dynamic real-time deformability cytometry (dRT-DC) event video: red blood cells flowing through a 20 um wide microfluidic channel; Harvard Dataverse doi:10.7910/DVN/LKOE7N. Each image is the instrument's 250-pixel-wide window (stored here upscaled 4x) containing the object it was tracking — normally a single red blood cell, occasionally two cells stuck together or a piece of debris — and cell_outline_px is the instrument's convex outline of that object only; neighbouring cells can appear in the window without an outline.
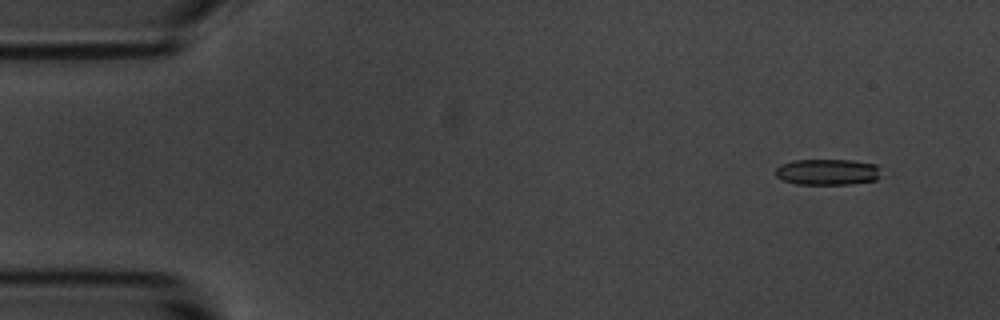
{"species": "common noctule bat (a hibernating species)", "species_latin": "Nyctalus noctula", "temperature_condition": "room temperature", "stored_images_in_passage": 58, "camera_frame_rate_fps": 3000, "um_per_image_px": 0.085, "animal": {"sex": "male", "body_mass_g": 20.1, "forearm_length_mm": 53.5}, "frame": {"image": 1, "passage_image": 5, "time_ms": 1.333, "image_size_px": [1000, 320], "cell_outline_px": [[880, 176], [876, 180], [848, 184], [796, 184], [784, 180], [776, 176], [776, 168], [780, 164], [792, 160], [852, 160], [876, 164], [880, 168]], "centroid_in_image_um": [70.34, 14.61], "position_along_channel_um": 14.7, "area_um2": 16.07}}
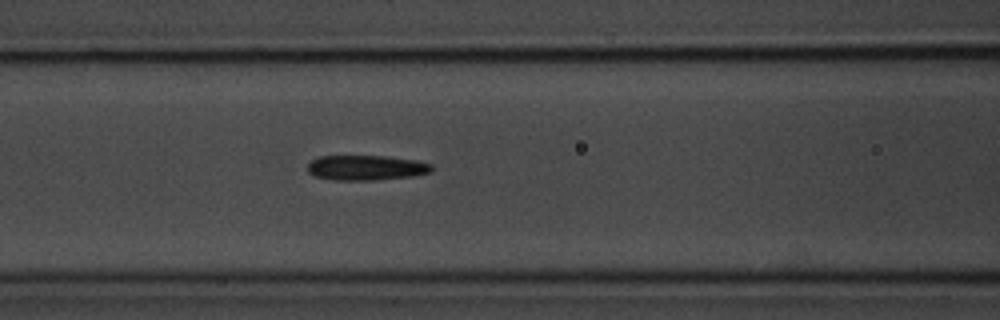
{"frame": {"image": 2, "passage_image": 24, "time_ms": 7.667, "image_size_px": [1000, 320], "cell_outline_px": [[432, 172], [412, 176], [372, 180], [336, 180], [316, 176], [308, 172], [308, 164], [316, 156], [384, 156], [416, 160], [432, 164]], "centroid_in_image_um": [31.12, 14.25], "position_along_channel_um": 135.5, "area_um2": 18.03}}
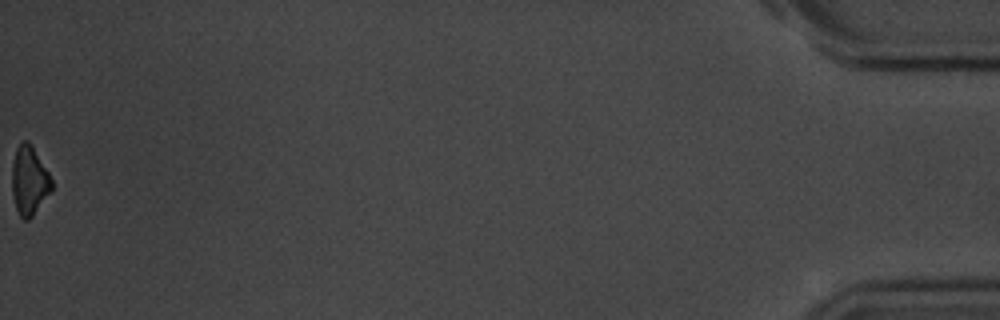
{"frame": {"image": 3, "passage_image": 58, "time_ms": 19.0, "image_size_px": [1000, 320], "cell_outline_px": [[52, 192], [32, 216], [28, 220], [24, 220], [20, 216], [16, 208], [12, 192], [12, 164], [16, 148], [24, 140], [28, 140], [32, 144], [48, 172], [52, 180]], "centroid_in_image_um": [2.49, 15.35], "position_along_channel_um": 432.7, "area_um2": 16.01}, "authors_computed_cell_mechanics": {"area_um2": 17.6579, "velocity_mm_per_s": 3.5191, "shape_relaxation_time_tau1_ms": 3.5332, "shape_relaxation_time_tau2_ms": null, "deformation_change_tau1": 0.1294, "deformation_change_tau2": null}}